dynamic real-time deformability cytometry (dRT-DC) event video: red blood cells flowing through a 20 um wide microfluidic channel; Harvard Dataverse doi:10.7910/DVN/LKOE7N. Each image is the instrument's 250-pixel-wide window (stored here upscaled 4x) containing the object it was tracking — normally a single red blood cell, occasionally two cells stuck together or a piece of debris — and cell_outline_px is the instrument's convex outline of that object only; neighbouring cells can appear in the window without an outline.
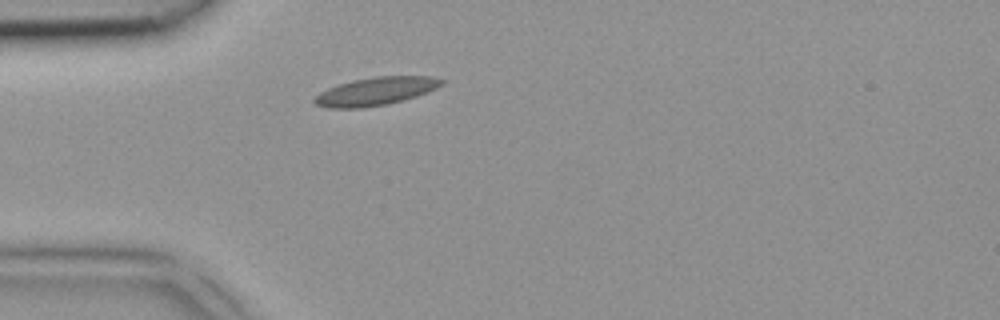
{"species": "common noctule bat (a hibernating species)", "species_latin": "Nyctalus noctula", "temperature_condition": "room temperature", "stored_images_in_passage": 5, "camera_frame_rate_fps": 3000, "um_per_image_px": 0.085, "animal": {"sex": "female", "body_mass_g": 18.4}, "frame": {"image": 1, "passage_image": 5, "time_ms": 1.333, "image_size_px": [1000, 320], "cell_outline_px": [[444, 84], [428, 92], [404, 100], [388, 104], [364, 108], [328, 108], [316, 104], [312, 100], [320, 92], [328, 88], [352, 80], [376, 76], [432, 76], [444, 80]], "centroid_in_image_um": [31.95, 7.76], "position_along_channel_um": 53.0, "area_um2": 20.87}}